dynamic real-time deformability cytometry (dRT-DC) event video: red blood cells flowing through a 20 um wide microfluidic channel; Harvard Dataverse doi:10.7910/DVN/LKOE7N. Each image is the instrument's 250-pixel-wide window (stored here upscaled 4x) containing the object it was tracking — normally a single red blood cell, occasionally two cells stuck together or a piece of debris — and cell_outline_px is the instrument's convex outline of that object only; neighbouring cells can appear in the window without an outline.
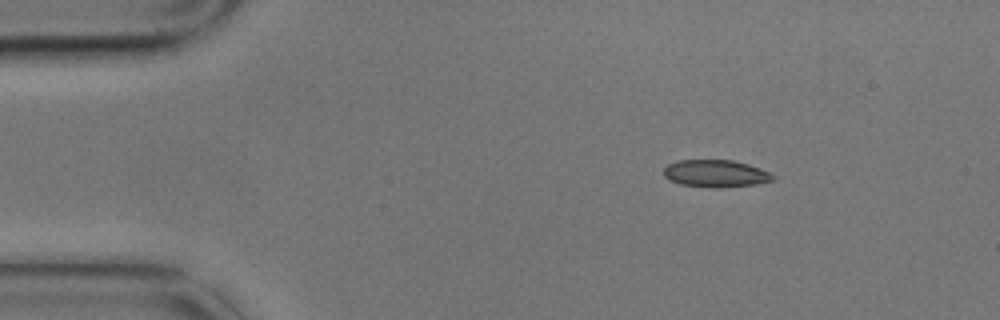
{"species": "common noctule bat (a hibernating species)", "species_latin": "Nyctalus noctula", "temperature_condition": "cold", "stored_images_in_passage": 7, "camera_frame_rate_fps": 3000, "um_per_image_px": 0.085, "animal": {"sex": "male", "body_mass_g": 17.9}, "frame": {"image": 1, "passage_image": 1, "time_ms": 0.0, "image_size_px": [1000, 320], "cell_outline_px": [[776, 180], [756, 184], [720, 188], [716, 188], [680, 184], [668, 180], [664, 176], [664, 168], [668, 164], [676, 160], [732, 160], [748, 164], [760, 168], [776, 176]], "centroid_in_image_um": [60.84, 14.75], "position_along_channel_um": 24.2, "area_um2": 17.51}}
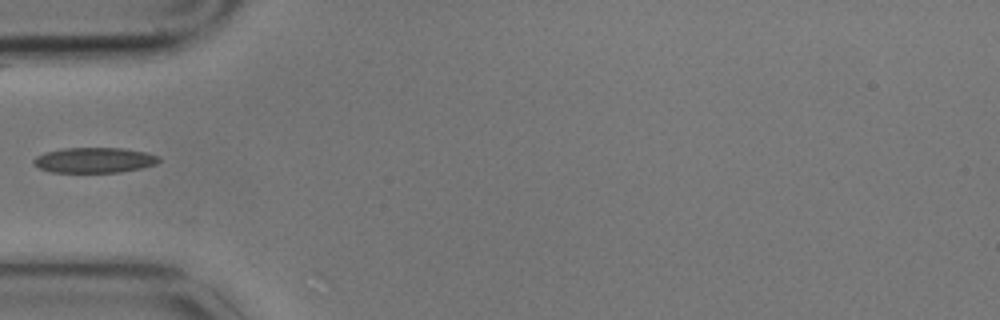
{"frame": {"image": 2, "passage_image": 4, "time_ms": 1.0, "image_size_px": [1000, 320], "cell_outline_px": [[160, 160], [156, 164], [140, 168], [120, 172], [52, 172], [40, 168], [32, 164], [32, 160], [36, 156], [44, 152], [60, 148], [124, 148], [144, 152], [160, 156]], "centroid_in_image_um": [7.98, 13.6], "position_along_channel_um": 77.0, "area_um2": 18.55}}
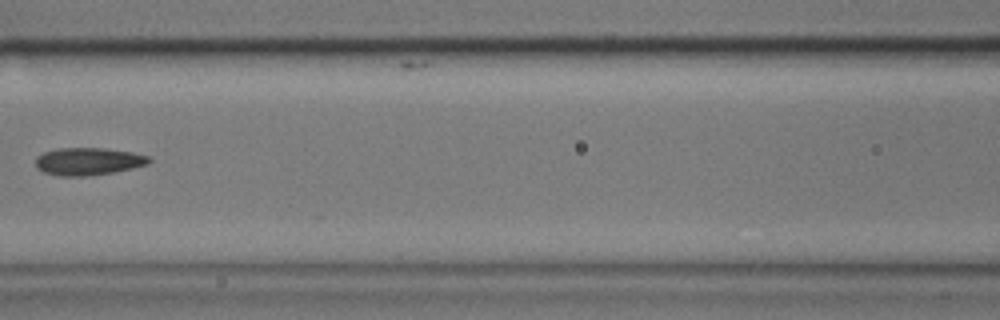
{"frame": {"image": 3, "passage_image": 6, "time_ms": 1.667, "image_size_px": [1000, 320], "cell_outline_px": [[152, 160], [148, 164], [116, 172], [84, 176], [60, 176], [44, 172], [36, 168], [36, 156], [44, 152], [56, 148], [104, 148], [132, 152], [148, 156]], "centroid_in_image_um": [7.49, 13.71], "position_along_channel_um": 159.1, "area_um2": 18.26}}